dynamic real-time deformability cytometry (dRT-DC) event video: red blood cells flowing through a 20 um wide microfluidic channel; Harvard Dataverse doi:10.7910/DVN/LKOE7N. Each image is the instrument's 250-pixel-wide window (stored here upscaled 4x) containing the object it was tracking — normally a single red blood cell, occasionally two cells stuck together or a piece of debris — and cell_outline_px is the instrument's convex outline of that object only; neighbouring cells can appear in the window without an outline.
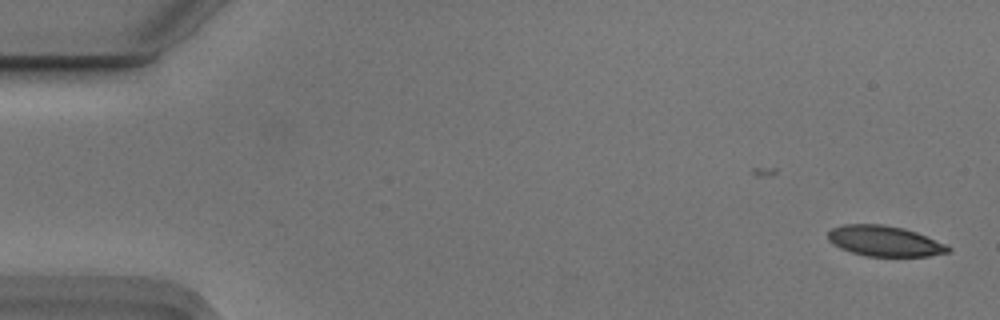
{"species": "Egyptian fruit bat (a non-hibernating species)", "species_latin": "Rousettus aegyptiacus", "temperature_condition": "cold", "stored_images_in_passage": 50, "camera_frame_rate_fps": 3000, "um_per_image_px": 0.085, "animal": {"sex": "male"}, "frame": {"image": 1, "passage_image": 1, "time_ms": 0.0, "image_size_px": [1000, 320], "cell_outline_px": [[952, 248], [948, 252], [928, 256], [864, 256], [840, 248], [832, 244], [828, 240], [828, 232], [832, 228], [844, 224], [884, 224], [904, 228], [916, 232], [944, 244]], "centroid_in_image_um": [75.14, 20.48], "position_along_channel_um": 9.9, "area_um2": 21.27}}
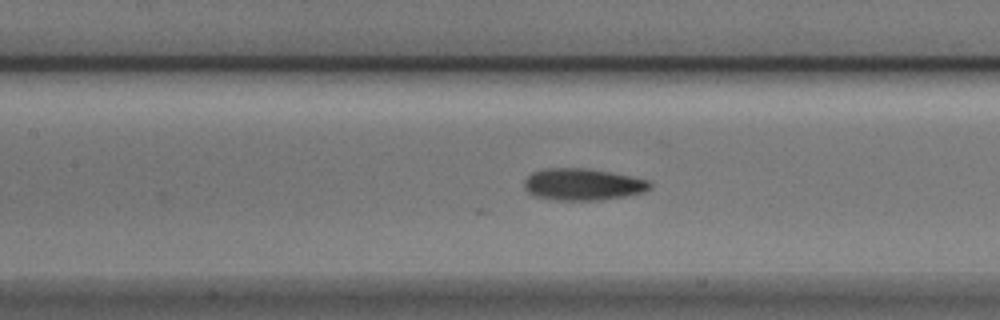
{"frame": {"image": 2, "passage_image": 24, "time_ms": 7.667, "image_size_px": [1000, 320], "cell_outline_px": [[652, 188], [644, 192], [624, 196], [600, 200], [556, 200], [532, 196], [524, 188], [524, 180], [532, 172], [544, 168], [588, 168], [612, 172], [632, 176], [648, 180], [652, 184]], "centroid_in_image_um": [49.53, 15.67], "position_along_channel_um": 157.9, "area_um2": 23.58}}
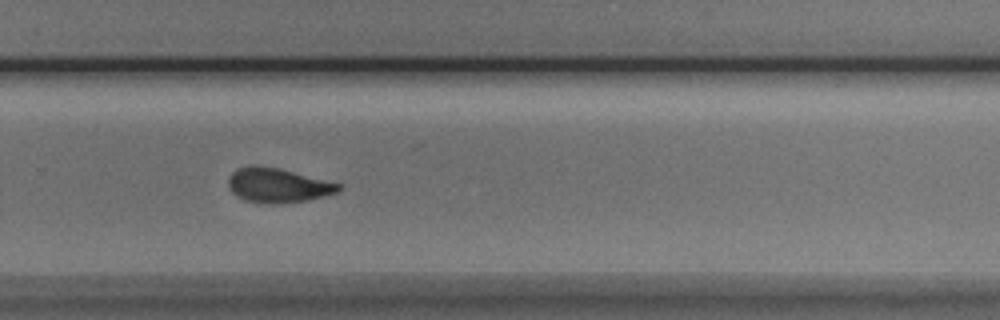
{"frame": {"image": 3, "passage_image": 36, "time_ms": 11.667, "image_size_px": [1000, 320], "cell_outline_px": [[344, 188], [340, 192], [308, 200], [276, 204], [272, 204], [244, 200], [236, 196], [228, 188], [228, 176], [236, 168], [252, 164], [256, 164], [280, 168], [344, 184]], "centroid_in_image_um": [23.64, 15.73], "position_along_channel_um": 306.2, "area_um2": 22.77}, "authors_computed_cell_mechanics": {"area_um2": 22.542, "velocity_mm_per_s": 3.724, "shape_relaxation_time_tau1_ms": 2.2654, "shape_relaxation_time_tau2_ms": 1.5491, "deformation_change_tau1": 0.1142, "deformation_change_tau2": 0.0735}}